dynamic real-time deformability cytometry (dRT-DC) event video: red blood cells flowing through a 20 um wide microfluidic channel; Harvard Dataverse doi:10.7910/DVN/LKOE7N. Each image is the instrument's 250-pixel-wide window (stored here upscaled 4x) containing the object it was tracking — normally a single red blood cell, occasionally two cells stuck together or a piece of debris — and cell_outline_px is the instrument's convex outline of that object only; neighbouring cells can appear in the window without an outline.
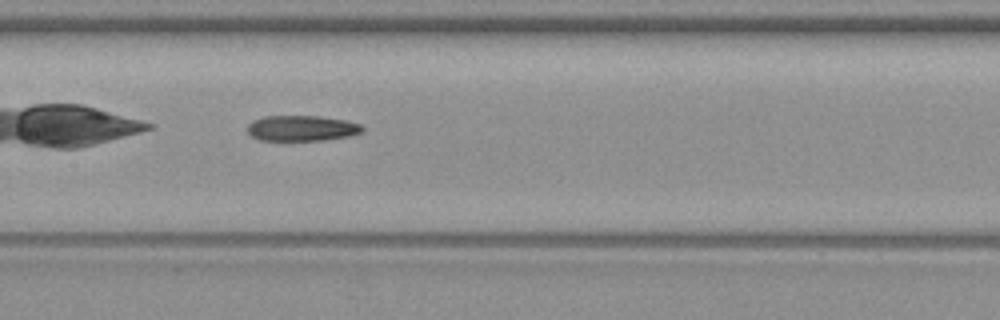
{"species": "common noctule bat (a hibernating species)", "species_latin": "Nyctalus noctula", "temperature_condition": "warm", "stored_images_in_passage": 33, "camera_frame_rate_fps": 3000, "um_per_image_px": 0.085, "animal": {"sex": "female", "body_mass_g": 19.3, "forearm_length_mm": 54.1}, "frame": {"image": 1, "passage_image": 11, "time_ms": 3.333, "image_size_px": [1000, 320], "cell_outline_px": [[364, 128], [360, 132], [348, 136], [324, 140], [260, 140], [252, 136], [248, 132], [248, 124], [252, 120], [264, 116], [316, 116], [344, 120], [360, 124]], "centroid_in_image_um": [25.61, 10.89], "position_along_channel_um": 181.8, "area_um2": 16.94}}